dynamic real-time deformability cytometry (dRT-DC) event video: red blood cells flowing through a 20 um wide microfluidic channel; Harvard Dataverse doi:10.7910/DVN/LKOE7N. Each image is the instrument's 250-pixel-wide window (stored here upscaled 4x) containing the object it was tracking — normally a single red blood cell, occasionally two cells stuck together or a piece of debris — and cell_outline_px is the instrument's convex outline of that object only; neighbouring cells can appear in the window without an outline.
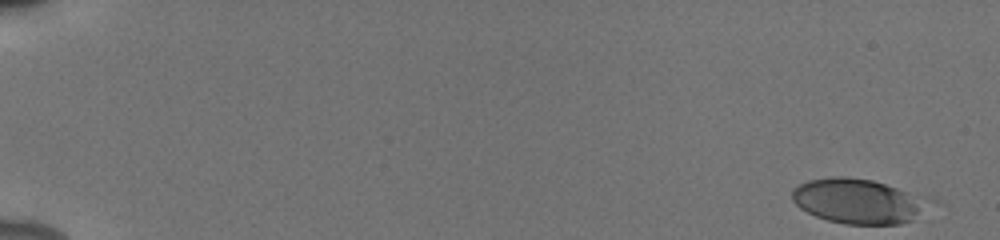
{"species": "human", "species_latin": "Homo sapiens", "temperature_condition": "cold", "stored_images_in_passage": 53, "camera_frame_rate_fps": 3000, "um_per_image_px": 0.085, "donor": {"sex": "male"}, "frame": {"image": 1, "passage_image": 1, "time_ms": 0.0, "image_size_px": [1000, 240], "cell_outline_px": [[944, 204], [912, 220], [900, 224], [844, 224], [828, 220], [816, 216], [800, 208], [792, 200], [792, 188], [808, 180], [832, 176], [844, 176], [872, 180], [928, 196], [940, 200]], "centroid_in_image_um": [73.17, 17.1], "position_along_channel_um": 11.8, "area_um2": 37.28}}
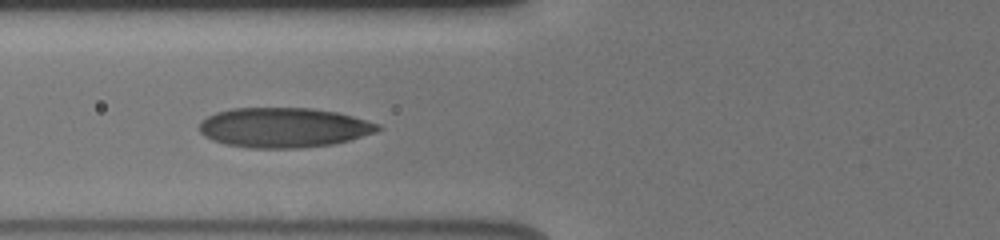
{"frame": {"image": 2, "passage_image": 22, "time_ms": 7.0, "image_size_px": [1000, 240], "cell_outline_px": [[384, 128], [376, 132], [348, 140], [332, 144], [300, 148], [248, 148], [224, 144], [212, 140], [204, 136], [200, 132], [200, 124], [208, 116], [216, 112], [232, 108], [312, 108], [336, 112], [352, 116], [380, 124]], "centroid_in_image_um": [24.12, 10.84], "position_along_channel_um": 101.7, "area_um2": 41.44}}
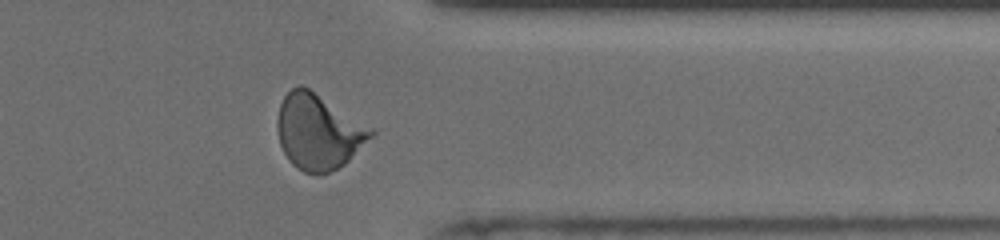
{"frame": {"image": 3, "passage_image": 44, "time_ms": 14.333, "image_size_px": [1000, 240], "cell_outline_px": [[376, 132], [344, 164], [328, 172], [316, 176], [304, 172], [292, 164], [288, 160], [280, 144], [276, 128], [276, 120], [280, 104], [284, 96], [292, 88], [300, 84], [308, 88], [372, 128]], "centroid_in_image_um": [27.02, 11.21], "position_along_channel_um": 384.4, "area_um2": 40.69}, "authors_computed_cell_mechanics": {"area_um2": 39.1884, "velocity_mm_per_s": 3.8972, "shape_relaxation_time_tau1_ms": 4.7098, "shape_relaxation_time_tau2_ms": 0.7925, "deformation_change_tau1": 0.1764, "deformation_change_tau2": 0.0728}}